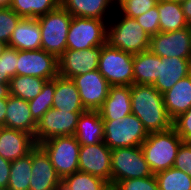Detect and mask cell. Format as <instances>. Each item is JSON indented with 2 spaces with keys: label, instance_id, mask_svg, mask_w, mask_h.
<instances>
[{
  "label": "cell",
  "instance_id": "6da1fadb",
  "mask_svg": "<svg viewBox=\"0 0 191 190\" xmlns=\"http://www.w3.org/2000/svg\"><path fill=\"white\" fill-rule=\"evenodd\" d=\"M131 112L142 121L148 133L173 127V120L165 109L163 94L152 85H131Z\"/></svg>",
  "mask_w": 191,
  "mask_h": 190
},
{
  "label": "cell",
  "instance_id": "7a4b0ae2",
  "mask_svg": "<svg viewBox=\"0 0 191 190\" xmlns=\"http://www.w3.org/2000/svg\"><path fill=\"white\" fill-rule=\"evenodd\" d=\"M116 14L107 25V43L132 55L149 50L150 36L136 19L123 16L118 11Z\"/></svg>",
  "mask_w": 191,
  "mask_h": 190
},
{
  "label": "cell",
  "instance_id": "3957f363",
  "mask_svg": "<svg viewBox=\"0 0 191 190\" xmlns=\"http://www.w3.org/2000/svg\"><path fill=\"white\" fill-rule=\"evenodd\" d=\"M182 143L183 140L173 127L166 131L149 133L141 148L153 174L173 167Z\"/></svg>",
  "mask_w": 191,
  "mask_h": 190
},
{
  "label": "cell",
  "instance_id": "277c9868",
  "mask_svg": "<svg viewBox=\"0 0 191 190\" xmlns=\"http://www.w3.org/2000/svg\"><path fill=\"white\" fill-rule=\"evenodd\" d=\"M104 143L111 149L141 146L149 133L133 113L113 120H103Z\"/></svg>",
  "mask_w": 191,
  "mask_h": 190
},
{
  "label": "cell",
  "instance_id": "5b68a950",
  "mask_svg": "<svg viewBox=\"0 0 191 190\" xmlns=\"http://www.w3.org/2000/svg\"><path fill=\"white\" fill-rule=\"evenodd\" d=\"M72 15L61 5L38 17L41 29V49L59 58L66 50L67 34Z\"/></svg>",
  "mask_w": 191,
  "mask_h": 190
},
{
  "label": "cell",
  "instance_id": "8992f818",
  "mask_svg": "<svg viewBox=\"0 0 191 190\" xmlns=\"http://www.w3.org/2000/svg\"><path fill=\"white\" fill-rule=\"evenodd\" d=\"M134 55L103 44L98 62V71L110 86H131L133 84Z\"/></svg>",
  "mask_w": 191,
  "mask_h": 190
},
{
  "label": "cell",
  "instance_id": "52a82bcc",
  "mask_svg": "<svg viewBox=\"0 0 191 190\" xmlns=\"http://www.w3.org/2000/svg\"><path fill=\"white\" fill-rule=\"evenodd\" d=\"M154 175L145 160L141 146L116 148L111 151V183Z\"/></svg>",
  "mask_w": 191,
  "mask_h": 190
},
{
  "label": "cell",
  "instance_id": "ba28073f",
  "mask_svg": "<svg viewBox=\"0 0 191 190\" xmlns=\"http://www.w3.org/2000/svg\"><path fill=\"white\" fill-rule=\"evenodd\" d=\"M109 21L96 18L72 17L66 49L84 50L107 43Z\"/></svg>",
  "mask_w": 191,
  "mask_h": 190
},
{
  "label": "cell",
  "instance_id": "9c48e42d",
  "mask_svg": "<svg viewBox=\"0 0 191 190\" xmlns=\"http://www.w3.org/2000/svg\"><path fill=\"white\" fill-rule=\"evenodd\" d=\"M39 145L49 155L51 163L61 179L79 171L80 144L75 136L54 137Z\"/></svg>",
  "mask_w": 191,
  "mask_h": 190
},
{
  "label": "cell",
  "instance_id": "30bf717a",
  "mask_svg": "<svg viewBox=\"0 0 191 190\" xmlns=\"http://www.w3.org/2000/svg\"><path fill=\"white\" fill-rule=\"evenodd\" d=\"M82 112L61 111L51 108L37 122L34 141L41 142L60 136H74Z\"/></svg>",
  "mask_w": 191,
  "mask_h": 190
},
{
  "label": "cell",
  "instance_id": "8fae6325",
  "mask_svg": "<svg viewBox=\"0 0 191 190\" xmlns=\"http://www.w3.org/2000/svg\"><path fill=\"white\" fill-rule=\"evenodd\" d=\"M16 75L52 80L59 75L58 58L39 50H18Z\"/></svg>",
  "mask_w": 191,
  "mask_h": 190
},
{
  "label": "cell",
  "instance_id": "7c38bea8",
  "mask_svg": "<svg viewBox=\"0 0 191 190\" xmlns=\"http://www.w3.org/2000/svg\"><path fill=\"white\" fill-rule=\"evenodd\" d=\"M149 50L161 58L191 59V26L172 32H159L150 37Z\"/></svg>",
  "mask_w": 191,
  "mask_h": 190
},
{
  "label": "cell",
  "instance_id": "4fadbf2b",
  "mask_svg": "<svg viewBox=\"0 0 191 190\" xmlns=\"http://www.w3.org/2000/svg\"><path fill=\"white\" fill-rule=\"evenodd\" d=\"M103 45L84 50L66 49L58 58L59 76L71 79L98 69Z\"/></svg>",
  "mask_w": 191,
  "mask_h": 190
},
{
  "label": "cell",
  "instance_id": "5bb4252c",
  "mask_svg": "<svg viewBox=\"0 0 191 190\" xmlns=\"http://www.w3.org/2000/svg\"><path fill=\"white\" fill-rule=\"evenodd\" d=\"M111 149L104 143L80 145L78 169L111 183Z\"/></svg>",
  "mask_w": 191,
  "mask_h": 190
},
{
  "label": "cell",
  "instance_id": "9a60e30c",
  "mask_svg": "<svg viewBox=\"0 0 191 190\" xmlns=\"http://www.w3.org/2000/svg\"><path fill=\"white\" fill-rule=\"evenodd\" d=\"M86 110H99L108 96L110 85L97 70L71 78Z\"/></svg>",
  "mask_w": 191,
  "mask_h": 190
},
{
  "label": "cell",
  "instance_id": "2e32d148",
  "mask_svg": "<svg viewBox=\"0 0 191 190\" xmlns=\"http://www.w3.org/2000/svg\"><path fill=\"white\" fill-rule=\"evenodd\" d=\"M32 176L29 190H57L62 179L57 175L49 155L40 146L32 149Z\"/></svg>",
  "mask_w": 191,
  "mask_h": 190
},
{
  "label": "cell",
  "instance_id": "e0dca14e",
  "mask_svg": "<svg viewBox=\"0 0 191 190\" xmlns=\"http://www.w3.org/2000/svg\"><path fill=\"white\" fill-rule=\"evenodd\" d=\"M37 144L31 134L7 127H0V156L13 162L26 156Z\"/></svg>",
  "mask_w": 191,
  "mask_h": 190
},
{
  "label": "cell",
  "instance_id": "ac0fdd59",
  "mask_svg": "<svg viewBox=\"0 0 191 190\" xmlns=\"http://www.w3.org/2000/svg\"><path fill=\"white\" fill-rule=\"evenodd\" d=\"M190 69L191 59L178 57L161 58L159 56V76L152 86L163 94L180 79L188 76Z\"/></svg>",
  "mask_w": 191,
  "mask_h": 190
},
{
  "label": "cell",
  "instance_id": "d6986e66",
  "mask_svg": "<svg viewBox=\"0 0 191 190\" xmlns=\"http://www.w3.org/2000/svg\"><path fill=\"white\" fill-rule=\"evenodd\" d=\"M60 5L74 17L96 18L109 21L115 0H60ZM112 9V10H111ZM108 12V13H107ZM108 18V19H107Z\"/></svg>",
  "mask_w": 191,
  "mask_h": 190
},
{
  "label": "cell",
  "instance_id": "ffe728a7",
  "mask_svg": "<svg viewBox=\"0 0 191 190\" xmlns=\"http://www.w3.org/2000/svg\"><path fill=\"white\" fill-rule=\"evenodd\" d=\"M5 127L27 132L34 137L37 122L31 115L28 101L12 95L7 98Z\"/></svg>",
  "mask_w": 191,
  "mask_h": 190
},
{
  "label": "cell",
  "instance_id": "44dd1931",
  "mask_svg": "<svg viewBox=\"0 0 191 190\" xmlns=\"http://www.w3.org/2000/svg\"><path fill=\"white\" fill-rule=\"evenodd\" d=\"M98 111L103 120H113L131 114V86H110L108 96Z\"/></svg>",
  "mask_w": 191,
  "mask_h": 190
},
{
  "label": "cell",
  "instance_id": "7402d4cb",
  "mask_svg": "<svg viewBox=\"0 0 191 190\" xmlns=\"http://www.w3.org/2000/svg\"><path fill=\"white\" fill-rule=\"evenodd\" d=\"M7 46L17 50L41 49V29L38 18L22 17Z\"/></svg>",
  "mask_w": 191,
  "mask_h": 190
},
{
  "label": "cell",
  "instance_id": "603a6c76",
  "mask_svg": "<svg viewBox=\"0 0 191 190\" xmlns=\"http://www.w3.org/2000/svg\"><path fill=\"white\" fill-rule=\"evenodd\" d=\"M165 109L172 120L191 107V74L163 93Z\"/></svg>",
  "mask_w": 191,
  "mask_h": 190
},
{
  "label": "cell",
  "instance_id": "cb8c5ba5",
  "mask_svg": "<svg viewBox=\"0 0 191 190\" xmlns=\"http://www.w3.org/2000/svg\"><path fill=\"white\" fill-rule=\"evenodd\" d=\"M74 136L80 145L104 142L103 119L98 110H85L81 113Z\"/></svg>",
  "mask_w": 191,
  "mask_h": 190
},
{
  "label": "cell",
  "instance_id": "d4e9b609",
  "mask_svg": "<svg viewBox=\"0 0 191 190\" xmlns=\"http://www.w3.org/2000/svg\"><path fill=\"white\" fill-rule=\"evenodd\" d=\"M53 108L68 112H84L78 88L72 79L61 76L55 77V92L53 96Z\"/></svg>",
  "mask_w": 191,
  "mask_h": 190
},
{
  "label": "cell",
  "instance_id": "484cf974",
  "mask_svg": "<svg viewBox=\"0 0 191 190\" xmlns=\"http://www.w3.org/2000/svg\"><path fill=\"white\" fill-rule=\"evenodd\" d=\"M159 76V56L150 50L134 55L133 84L153 85Z\"/></svg>",
  "mask_w": 191,
  "mask_h": 190
},
{
  "label": "cell",
  "instance_id": "4316f807",
  "mask_svg": "<svg viewBox=\"0 0 191 190\" xmlns=\"http://www.w3.org/2000/svg\"><path fill=\"white\" fill-rule=\"evenodd\" d=\"M160 32H172L190 25L185 19L181 3L173 0L157 2Z\"/></svg>",
  "mask_w": 191,
  "mask_h": 190
},
{
  "label": "cell",
  "instance_id": "83f0119b",
  "mask_svg": "<svg viewBox=\"0 0 191 190\" xmlns=\"http://www.w3.org/2000/svg\"><path fill=\"white\" fill-rule=\"evenodd\" d=\"M32 150L11 163L8 190H29L32 176Z\"/></svg>",
  "mask_w": 191,
  "mask_h": 190
},
{
  "label": "cell",
  "instance_id": "f1b7e54d",
  "mask_svg": "<svg viewBox=\"0 0 191 190\" xmlns=\"http://www.w3.org/2000/svg\"><path fill=\"white\" fill-rule=\"evenodd\" d=\"M60 6V0H12L10 8L19 16L38 18Z\"/></svg>",
  "mask_w": 191,
  "mask_h": 190
},
{
  "label": "cell",
  "instance_id": "f546056e",
  "mask_svg": "<svg viewBox=\"0 0 191 190\" xmlns=\"http://www.w3.org/2000/svg\"><path fill=\"white\" fill-rule=\"evenodd\" d=\"M46 81L43 78L16 75L9 83L10 95L30 101L41 92Z\"/></svg>",
  "mask_w": 191,
  "mask_h": 190
},
{
  "label": "cell",
  "instance_id": "4dcf8cb0",
  "mask_svg": "<svg viewBox=\"0 0 191 190\" xmlns=\"http://www.w3.org/2000/svg\"><path fill=\"white\" fill-rule=\"evenodd\" d=\"M154 175L159 190H191V177L175 167L157 172Z\"/></svg>",
  "mask_w": 191,
  "mask_h": 190
},
{
  "label": "cell",
  "instance_id": "1f68e13d",
  "mask_svg": "<svg viewBox=\"0 0 191 190\" xmlns=\"http://www.w3.org/2000/svg\"><path fill=\"white\" fill-rule=\"evenodd\" d=\"M107 184L102 178L81 171H76L61 181V185L67 190H102Z\"/></svg>",
  "mask_w": 191,
  "mask_h": 190
},
{
  "label": "cell",
  "instance_id": "d6a6232c",
  "mask_svg": "<svg viewBox=\"0 0 191 190\" xmlns=\"http://www.w3.org/2000/svg\"><path fill=\"white\" fill-rule=\"evenodd\" d=\"M55 92V78L48 80L42 87L41 92L32 100L28 101L33 119L38 122L44 113L53 107Z\"/></svg>",
  "mask_w": 191,
  "mask_h": 190
},
{
  "label": "cell",
  "instance_id": "836d02e7",
  "mask_svg": "<svg viewBox=\"0 0 191 190\" xmlns=\"http://www.w3.org/2000/svg\"><path fill=\"white\" fill-rule=\"evenodd\" d=\"M157 0H117L116 11L123 16L136 18L155 7Z\"/></svg>",
  "mask_w": 191,
  "mask_h": 190
},
{
  "label": "cell",
  "instance_id": "e575fe53",
  "mask_svg": "<svg viewBox=\"0 0 191 190\" xmlns=\"http://www.w3.org/2000/svg\"><path fill=\"white\" fill-rule=\"evenodd\" d=\"M21 18L10 7L0 8V41L8 45Z\"/></svg>",
  "mask_w": 191,
  "mask_h": 190
},
{
  "label": "cell",
  "instance_id": "d590c367",
  "mask_svg": "<svg viewBox=\"0 0 191 190\" xmlns=\"http://www.w3.org/2000/svg\"><path fill=\"white\" fill-rule=\"evenodd\" d=\"M119 190H159L155 175L118 181Z\"/></svg>",
  "mask_w": 191,
  "mask_h": 190
},
{
  "label": "cell",
  "instance_id": "8d00e7d4",
  "mask_svg": "<svg viewBox=\"0 0 191 190\" xmlns=\"http://www.w3.org/2000/svg\"><path fill=\"white\" fill-rule=\"evenodd\" d=\"M135 19L150 37L160 32L157 4L155 7L146 11L142 15L137 16Z\"/></svg>",
  "mask_w": 191,
  "mask_h": 190
},
{
  "label": "cell",
  "instance_id": "74e56055",
  "mask_svg": "<svg viewBox=\"0 0 191 190\" xmlns=\"http://www.w3.org/2000/svg\"><path fill=\"white\" fill-rule=\"evenodd\" d=\"M173 128L183 142L191 143V107L173 120Z\"/></svg>",
  "mask_w": 191,
  "mask_h": 190
},
{
  "label": "cell",
  "instance_id": "f35d334b",
  "mask_svg": "<svg viewBox=\"0 0 191 190\" xmlns=\"http://www.w3.org/2000/svg\"><path fill=\"white\" fill-rule=\"evenodd\" d=\"M173 167L191 177V143L183 142L178 149Z\"/></svg>",
  "mask_w": 191,
  "mask_h": 190
},
{
  "label": "cell",
  "instance_id": "ab89813d",
  "mask_svg": "<svg viewBox=\"0 0 191 190\" xmlns=\"http://www.w3.org/2000/svg\"><path fill=\"white\" fill-rule=\"evenodd\" d=\"M4 73L11 79L16 76V65L18 60V50L7 46L2 55Z\"/></svg>",
  "mask_w": 191,
  "mask_h": 190
},
{
  "label": "cell",
  "instance_id": "60d3db41",
  "mask_svg": "<svg viewBox=\"0 0 191 190\" xmlns=\"http://www.w3.org/2000/svg\"><path fill=\"white\" fill-rule=\"evenodd\" d=\"M11 163L0 156V189L8 188Z\"/></svg>",
  "mask_w": 191,
  "mask_h": 190
},
{
  "label": "cell",
  "instance_id": "b9f144b4",
  "mask_svg": "<svg viewBox=\"0 0 191 190\" xmlns=\"http://www.w3.org/2000/svg\"><path fill=\"white\" fill-rule=\"evenodd\" d=\"M182 10L186 21L191 26V0H187L181 3Z\"/></svg>",
  "mask_w": 191,
  "mask_h": 190
},
{
  "label": "cell",
  "instance_id": "7bdbcfd3",
  "mask_svg": "<svg viewBox=\"0 0 191 190\" xmlns=\"http://www.w3.org/2000/svg\"><path fill=\"white\" fill-rule=\"evenodd\" d=\"M7 107V98L0 99V127H5V114Z\"/></svg>",
  "mask_w": 191,
  "mask_h": 190
},
{
  "label": "cell",
  "instance_id": "ee69618b",
  "mask_svg": "<svg viewBox=\"0 0 191 190\" xmlns=\"http://www.w3.org/2000/svg\"><path fill=\"white\" fill-rule=\"evenodd\" d=\"M11 79L4 73L3 57L0 56V83H10Z\"/></svg>",
  "mask_w": 191,
  "mask_h": 190
},
{
  "label": "cell",
  "instance_id": "f6af8a7d",
  "mask_svg": "<svg viewBox=\"0 0 191 190\" xmlns=\"http://www.w3.org/2000/svg\"><path fill=\"white\" fill-rule=\"evenodd\" d=\"M10 96L9 83H0V99Z\"/></svg>",
  "mask_w": 191,
  "mask_h": 190
},
{
  "label": "cell",
  "instance_id": "bcb514c9",
  "mask_svg": "<svg viewBox=\"0 0 191 190\" xmlns=\"http://www.w3.org/2000/svg\"><path fill=\"white\" fill-rule=\"evenodd\" d=\"M12 0H0V8L2 7H10Z\"/></svg>",
  "mask_w": 191,
  "mask_h": 190
},
{
  "label": "cell",
  "instance_id": "7dc6e473",
  "mask_svg": "<svg viewBox=\"0 0 191 190\" xmlns=\"http://www.w3.org/2000/svg\"><path fill=\"white\" fill-rule=\"evenodd\" d=\"M102 190H119L115 184L108 183Z\"/></svg>",
  "mask_w": 191,
  "mask_h": 190
},
{
  "label": "cell",
  "instance_id": "c3c4849f",
  "mask_svg": "<svg viewBox=\"0 0 191 190\" xmlns=\"http://www.w3.org/2000/svg\"><path fill=\"white\" fill-rule=\"evenodd\" d=\"M7 47V44L4 42L0 41V56L2 55L4 49Z\"/></svg>",
  "mask_w": 191,
  "mask_h": 190
},
{
  "label": "cell",
  "instance_id": "681fc988",
  "mask_svg": "<svg viewBox=\"0 0 191 190\" xmlns=\"http://www.w3.org/2000/svg\"><path fill=\"white\" fill-rule=\"evenodd\" d=\"M173 1H176L178 3H182V2L187 1V0H173Z\"/></svg>",
  "mask_w": 191,
  "mask_h": 190
},
{
  "label": "cell",
  "instance_id": "f907efd6",
  "mask_svg": "<svg viewBox=\"0 0 191 190\" xmlns=\"http://www.w3.org/2000/svg\"><path fill=\"white\" fill-rule=\"evenodd\" d=\"M57 190H67L62 185Z\"/></svg>",
  "mask_w": 191,
  "mask_h": 190
}]
</instances>
